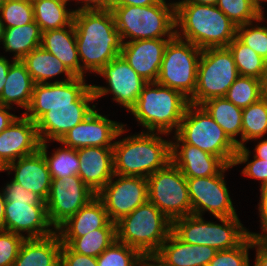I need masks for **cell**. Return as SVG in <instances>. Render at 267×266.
<instances>
[{
  "label": "cell",
  "instance_id": "cell-1",
  "mask_svg": "<svg viewBox=\"0 0 267 266\" xmlns=\"http://www.w3.org/2000/svg\"><path fill=\"white\" fill-rule=\"evenodd\" d=\"M94 101L92 84L84 77L39 83L34 85L31 103L23 114L36 123L41 143L59 142L92 113Z\"/></svg>",
  "mask_w": 267,
  "mask_h": 266
},
{
  "label": "cell",
  "instance_id": "cell-2",
  "mask_svg": "<svg viewBox=\"0 0 267 266\" xmlns=\"http://www.w3.org/2000/svg\"><path fill=\"white\" fill-rule=\"evenodd\" d=\"M73 25L81 63V77L98 73L106 64L120 56L122 40L111 10L74 13Z\"/></svg>",
  "mask_w": 267,
  "mask_h": 266
},
{
  "label": "cell",
  "instance_id": "cell-3",
  "mask_svg": "<svg viewBox=\"0 0 267 266\" xmlns=\"http://www.w3.org/2000/svg\"><path fill=\"white\" fill-rule=\"evenodd\" d=\"M176 36L200 49L227 47L237 26L216 6L175 2Z\"/></svg>",
  "mask_w": 267,
  "mask_h": 266
},
{
  "label": "cell",
  "instance_id": "cell-4",
  "mask_svg": "<svg viewBox=\"0 0 267 266\" xmlns=\"http://www.w3.org/2000/svg\"><path fill=\"white\" fill-rule=\"evenodd\" d=\"M168 134L141 131L114 142V173L121 176L148 178L171 161Z\"/></svg>",
  "mask_w": 267,
  "mask_h": 266
},
{
  "label": "cell",
  "instance_id": "cell-5",
  "mask_svg": "<svg viewBox=\"0 0 267 266\" xmlns=\"http://www.w3.org/2000/svg\"><path fill=\"white\" fill-rule=\"evenodd\" d=\"M188 105L189 99L181 92L148 82L129 112L146 132L170 135L177 132Z\"/></svg>",
  "mask_w": 267,
  "mask_h": 266
},
{
  "label": "cell",
  "instance_id": "cell-6",
  "mask_svg": "<svg viewBox=\"0 0 267 266\" xmlns=\"http://www.w3.org/2000/svg\"><path fill=\"white\" fill-rule=\"evenodd\" d=\"M160 0L149 6H112L122 43L134 40L173 38L176 35L175 2Z\"/></svg>",
  "mask_w": 267,
  "mask_h": 266
},
{
  "label": "cell",
  "instance_id": "cell-7",
  "mask_svg": "<svg viewBox=\"0 0 267 266\" xmlns=\"http://www.w3.org/2000/svg\"><path fill=\"white\" fill-rule=\"evenodd\" d=\"M172 232V221L147 201L116 222V240L142 255L156 254Z\"/></svg>",
  "mask_w": 267,
  "mask_h": 266
},
{
  "label": "cell",
  "instance_id": "cell-8",
  "mask_svg": "<svg viewBox=\"0 0 267 266\" xmlns=\"http://www.w3.org/2000/svg\"><path fill=\"white\" fill-rule=\"evenodd\" d=\"M219 223L190 214L172 221V232L191 245H208L217 251L237 247L248 235L238 216L216 217Z\"/></svg>",
  "mask_w": 267,
  "mask_h": 266
},
{
  "label": "cell",
  "instance_id": "cell-9",
  "mask_svg": "<svg viewBox=\"0 0 267 266\" xmlns=\"http://www.w3.org/2000/svg\"><path fill=\"white\" fill-rule=\"evenodd\" d=\"M175 134L184 143L219 157L226 165H233L237 144L200 105L187 106Z\"/></svg>",
  "mask_w": 267,
  "mask_h": 266
},
{
  "label": "cell",
  "instance_id": "cell-10",
  "mask_svg": "<svg viewBox=\"0 0 267 266\" xmlns=\"http://www.w3.org/2000/svg\"><path fill=\"white\" fill-rule=\"evenodd\" d=\"M239 76L234 57L228 47L202 49L197 82L189 104L200 105L214 97H224Z\"/></svg>",
  "mask_w": 267,
  "mask_h": 266
},
{
  "label": "cell",
  "instance_id": "cell-11",
  "mask_svg": "<svg viewBox=\"0 0 267 266\" xmlns=\"http://www.w3.org/2000/svg\"><path fill=\"white\" fill-rule=\"evenodd\" d=\"M201 51L196 45L175 35L164 50L156 83L175 89L190 99L195 93Z\"/></svg>",
  "mask_w": 267,
  "mask_h": 266
},
{
  "label": "cell",
  "instance_id": "cell-12",
  "mask_svg": "<svg viewBox=\"0 0 267 266\" xmlns=\"http://www.w3.org/2000/svg\"><path fill=\"white\" fill-rule=\"evenodd\" d=\"M147 181L148 201L171 221L192 214L186 177L171 161Z\"/></svg>",
  "mask_w": 267,
  "mask_h": 266
},
{
  "label": "cell",
  "instance_id": "cell-13",
  "mask_svg": "<svg viewBox=\"0 0 267 266\" xmlns=\"http://www.w3.org/2000/svg\"><path fill=\"white\" fill-rule=\"evenodd\" d=\"M226 165L217 175L186 178L192 206V214L203 216L205 212L216 217L238 216L225 182Z\"/></svg>",
  "mask_w": 267,
  "mask_h": 266
},
{
  "label": "cell",
  "instance_id": "cell-14",
  "mask_svg": "<svg viewBox=\"0 0 267 266\" xmlns=\"http://www.w3.org/2000/svg\"><path fill=\"white\" fill-rule=\"evenodd\" d=\"M96 196L102 201L110 221L116 223L148 201V181L145 177L114 174Z\"/></svg>",
  "mask_w": 267,
  "mask_h": 266
},
{
  "label": "cell",
  "instance_id": "cell-15",
  "mask_svg": "<svg viewBox=\"0 0 267 266\" xmlns=\"http://www.w3.org/2000/svg\"><path fill=\"white\" fill-rule=\"evenodd\" d=\"M96 196L78 175L52 179L46 203L47 217L55 230Z\"/></svg>",
  "mask_w": 267,
  "mask_h": 266
},
{
  "label": "cell",
  "instance_id": "cell-16",
  "mask_svg": "<svg viewBox=\"0 0 267 266\" xmlns=\"http://www.w3.org/2000/svg\"><path fill=\"white\" fill-rule=\"evenodd\" d=\"M97 75L105 78L108 85L92 84L96 100L111 93L113 101L126 108L128 112L136 104L143 87L148 83L121 55L106 64Z\"/></svg>",
  "mask_w": 267,
  "mask_h": 266
},
{
  "label": "cell",
  "instance_id": "cell-17",
  "mask_svg": "<svg viewBox=\"0 0 267 266\" xmlns=\"http://www.w3.org/2000/svg\"><path fill=\"white\" fill-rule=\"evenodd\" d=\"M126 126L122 122L110 120L106 115L99 114L98 108H95L85 120L70 129L58 143L73 149L113 148L114 140L129 131Z\"/></svg>",
  "mask_w": 267,
  "mask_h": 266
},
{
  "label": "cell",
  "instance_id": "cell-18",
  "mask_svg": "<svg viewBox=\"0 0 267 266\" xmlns=\"http://www.w3.org/2000/svg\"><path fill=\"white\" fill-rule=\"evenodd\" d=\"M5 230L26 239L44 238L56 232L48 220L46 205H29L28 201H6Z\"/></svg>",
  "mask_w": 267,
  "mask_h": 266
},
{
  "label": "cell",
  "instance_id": "cell-19",
  "mask_svg": "<svg viewBox=\"0 0 267 266\" xmlns=\"http://www.w3.org/2000/svg\"><path fill=\"white\" fill-rule=\"evenodd\" d=\"M21 115L0 133V163L4 168L23 156L35 153L41 144L36 123Z\"/></svg>",
  "mask_w": 267,
  "mask_h": 266
},
{
  "label": "cell",
  "instance_id": "cell-20",
  "mask_svg": "<svg viewBox=\"0 0 267 266\" xmlns=\"http://www.w3.org/2000/svg\"><path fill=\"white\" fill-rule=\"evenodd\" d=\"M171 38L124 42L120 55L147 82H156L164 50Z\"/></svg>",
  "mask_w": 267,
  "mask_h": 266
},
{
  "label": "cell",
  "instance_id": "cell-21",
  "mask_svg": "<svg viewBox=\"0 0 267 266\" xmlns=\"http://www.w3.org/2000/svg\"><path fill=\"white\" fill-rule=\"evenodd\" d=\"M171 162L186 178L214 176L226 166L219 157L184 143L176 134L171 140Z\"/></svg>",
  "mask_w": 267,
  "mask_h": 266
},
{
  "label": "cell",
  "instance_id": "cell-22",
  "mask_svg": "<svg viewBox=\"0 0 267 266\" xmlns=\"http://www.w3.org/2000/svg\"><path fill=\"white\" fill-rule=\"evenodd\" d=\"M77 154L78 176L97 194L115 174L113 148L84 147L77 149Z\"/></svg>",
  "mask_w": 267,
  "mask_h": 266
},
{
  "label": "cell",
  "instance_id": "cell-23",
  "mask_svg": "<svg viewBox=\"0 0 267 266\" xmlns=\"http://www.w3.org/2000/svg\"><path fill=\"white\" fill-rule=\"evenodd\" d=\"M5 171H7L8 175L14 171V181L25 189L37 193L44 200L47 199L52 177L40 150L9 163L5 167Z\"/></svg>",
  "mask_w": 267,
  "mask_h": 266
},
{
  "label": "cell",
  "instance_id": "cell-24",
  "mask_svg": "<svg viewBox=\"0 0 267 266\" xmlns=\"http://www.w3.org/2000/svg\"><path fill=\"white\" fill-rule=\"evenodd\" d=\"M216 252L208 245L185 243L171 232L156 255L168 266H208Z\"/></svg>",
  "mask_w": 267,
  "mask_h": 266
},
{
  "label": "cell",
  "instance_id": "cell-25",
  "mask_svg": "<svg viewBox=\"0 0 267 266\" xmlns=\"http://www.w3.org/2000/svg\"><path fill=\"white\" fill-rule=\"evenodd\" d=\"M62 243L57 232L22 242L13 266H60Z\"/></svg>",
  "mask_w": 267,
  "mask_h": 266
},
{
  "label": "cell",
  "instance_id": "cell-26",
  "mask_svg": "<svg viewBox=\"0 0 267 266\" xmlns=\"http://www.w3.org/2000/svg\"><path fill=\"white\" fill-rule=\"evenodd\" d=\"M41 46L61 60L75 77H81V63L73 23L60 29L42 32Z\"/></svg>",
  "mask_w": 267,
  "mask_h": 266
},
{
  "label": "cell",
  "instance_id": "cell-27",
  "mask_svg": "<svg viewBox=\"0 0 267 266\" xmlns=\"http://www.w3.org/2000/svg\"><path fill=\"white\" fill-rule=\"evenodd\" d=\"M109 222L110 219L102 201L95 196L62 223L56 232L60 237H80L94 229L104 228Z\"/></svg>",
  "mask_w": 267,
  "mask_h": 266
},
{
  "label": "cell",
  "instance_id": "cell-28",
  "mask_svg": "<svg viewBox=\"0 0 267 266\" xmlns=\"http://www.w3.org/2000/svg\"><path fill=\"white\" fill-rule=\"evenodd\" d=\"M34 81L21 60H14L9 67L6 82L0 96V105L28 109L34 89Z\"/></svg>",
  "mask_w": 267,
  "mask_h": 266
},
{
  "label": "cell",
  "instance_id": "cell-29",
  "mask_svg": "<svg viewBox=\"0 0 267 266\" xmlns=\"http://www.w3.org/2000/svg\"><path fill=\"white\" fill-rule=\"evenodd\" d=\"M35 84L48 83L59 74H64L66 78L55 80L54 82H65L73 79L75 76L55 55L39 46L32 50L21 60Z\"/></svg>",
  "mask_w": 267,
  "mask_h": 266
},
{
  "label": "cell",
  "instance_id": "cell-30",
  "mask_svg": "<svg viewBox=\"0 0 267 266\" xmlns=\"http://www.w3.org/2000/svg\"><path fill=\"white\" fill-rule=\"evenodd\" d=\"M200 106L224 130L227 136L242 147V109L235 106L225 97H214L206 100ZM240 136L238 140L236 136Z\"/></svg>",
  "mask_w": 267,
  "mask_h": 266
},
{
  "label": "cell",
  "instance_id": "cell-31",
  "mask_svg": "<svg viewBox=\"0 0 267 266\" xmlns=\"http://www.w3.org/2000/svg\"><path fill=\"white\" fill-rule=\"evenodd\" d=\"M42 31L33 21L29 24L5 28L3 34V48L5 52H12L14 60H22L35 48L41 46Z\"/></svg>",
  "mask_w": 267,
  "mask_h": 266
},
{
  "label": "cell",
  "instance_id": "cell-32",
  "mask_svg": "<svg viewBox=\"0 0 267 266\" xmlns=\"http://www.w3.org/2000/svg\"><path fill=\"white\" fill-rule=\"evenodd\" d=\"M75 253L97 258L116 240V223L109 222L104 228L94 229L80 237H60Z\"/></svg>",
  "mask_w": 267,
  "mask_h": 266
},
{
  "label": "cell",
  "instance_id": "cell-33",
  "mask_svg": "<svg viewBox=\"0 0 267 266\" xmlns=\"http://www.w3.org/2000/svg\"><path fill=\"white\" fill-rule=\"evenodd\" d=\"M65 0H34L32 1L34 21L42 32L60 29L73 23L74 11L68 9Z\"/></svg>",
  "mask_w": 267,
  "mask_h": 266
},
{
  "label": "cell",
  "instance_id": "cell-34",
  "mask_svg": "<svg viewBox=\"0 0 267 266\" xmlns=\"http://www.w3.org/2000/svg\"><path fill=\"white\" fill-rule=\"evenodd\" d=\"M227 47L232 52L239 75L255 77L263 81L267 70L265 59L237 37Z\"/></svg>",
  "mask_w": 267,
  "mask_h": 266
},
{
  "label": "cell",
  "instance_id": "cell-35",
  "mask_svg": "<svg viewBox=\"0 0 267 266\" xmlns=\"http://www.w3.org/2000/svg\"><path fill=\"white\" fill-rule=\"evenodd\" d=\"M265 134H267L266 96L242 109V147L250 140L263 139Z\"/></svg>",
  "mask_w": 267,
  "mask_h": 266
},
{
  "label": "cell",
  "instance_id": "cell-36",
  "mask_svg": "<svg viewBox=\"0 0 267 266\" xmlns=\"http://www.w3.org/2000/svg\"><path fill=\"white\" fill-rule=\"evenodd\" d=\"M40 144L39 150L43 154L52 179H60L65 176L78 175L79 159L77 149L60 146L51 156L48 155V144Z\"/></svg>",
  "mask_w": 267,
  "mask_h": 266
},
{
  "label": "cell",
  "instance_id": "cell-37",
  "mask_svg": "<svg viewBox=\"0 0 267 266\" xmlns=\"http://www.w3.org/2000/svg\"><path fill=\"white\" fill-rule=\"evenodd\" d=\"M224 97L235 106L244 109L264 97L263 81L239 75Z\"/></svg>",
  "mask_w": 267,
  "mask_h": 266
},
{
  "label": "cell",
  "instance_id": "cell-38",
  "mask_svg": "<svg viewBox=\"0 0 267 266\" xmlns=\"http://www.w3.org/2000/svg\"><path fill=\"white\" fill-rule=\"evenodd\" d=\"M216 6L237 27L256 21L264 14L253 0H218Z\"/></svg>",
  "mask_w": 267,
  "mask_h": 266
},
{
  "label": "cell",
  "instance_id": "cell-39",
  "mask_svg": "<svg viewBox=\"0 0 267 266\" xmlns=\"http://www.w3.org/2000/svg\"><path fill=\"white\" fill-rule=\"evenodd\" d=\"M142 254L115 240L96 259L98 266H140Z\"/></svg>",
  "mask_w": 267,
  "mask_h": 266
},
{
  "label": "cell",
  "instance_id": "cell-40",
  "mask_svg": "<svg viewBox=\"0 0 267 266\" xmlns=\"http://www.w3.org/2000/svg\"><path fill=\"white\" fill-rule=\"evenodd\" d=\"M265 18L263 14L256 21L238 26L236 37L267 61V25L260 24Z\"/></svg>",
  "mask_w": 267,
  "mask_h": 266
},
{
  "label": "cell",
  "instance_id": "cell-41",
  "mask_svg": "<svg viewBox=\"0 0 267 266\" xmlns=\"http://www.w3.org/2000/svg\"><path fill=\"white\" fill-rule=\"evenodd\" d=\"M0 15L5 28L29 24L34 21L32 2L28 0H5Z\"/></svg>",
  "mask_w": 267,
  "mask_h": 266
},
{
  "label": "cell",
  "instance_id": "cell-42",
  "mask_svg": "<svg viewBox=\"0 0 267 266\" xmlns=\"http://www.w3.org/2000/svg\"><path fill=\"white\" fill-rule=\"evenodd\" d=\"M249 249H252L251 235L237 247L217 251L208 266H250Z\"/></svg>",
  "mask_w": 267,
  "mask_h": 266
},
{
  "label": "cell",
  "instance_id": "cell-43",
  "mask_svg": "<svg viewBox=\"0 0 267 266\" xmlns=\"http://www.w3.org/2000/svg\"><path fill=\"white\" fill-rule=\"evenodd\" d=\"M250 154L251 151L246 146L238 148L233 166L246 163L241 173L246 177L260 181V188L267 186V161L255 156H253V160L249 161Z\"/></svg>",
  "mask_w": 267,
  "mask_h": 266
},
{
  "label": "cell",
  "instance_id": "cell-44",
  "mask_svg": "<svg viewBox=\"0 0 267 266\" xmlns=\"http://www.w3.org/2000/svg\"><path fill=\"white\" fill-rule=\"evenodd\" d=\"M25 238L22 235L0 231V266H13L20 246Z\"/></svg>",
  "mask_w": 267,
  "mask_h": 266
},
{
  "label": "cell",
  "instance_id": "cell-45",
  "mask_svg": "<svg viewBox=\"0 0 267 266\" xmlns=\"http://www.w3.org/2000/svg\"><path fill=\"white\" fill-rule=\"evenodd\" d=\"M2 188L6 201H28L29 205H46L45 200L35 192L25 189L13 179Z\"/></svg>",
  "mask_w": 267,
  "mask_h": 266
},
{
  "label": "cell",
  "instance_id": "cell-46",
  "mask_svg": "<svg viewBox=\"0 0 267 266\" xmlns=\"http://www.w3.org/2000/svg\"><path fill=\"white\" fill-rule=\"evenodd\" d=\"M60 266H98L97 259L92 256L75 253L66 244H62Z\"/></svg>",
  "mask_w": 267,
  "mask_h": 266
},
{
  "label": "cell",
  "instance_id": "cell-47",
  "mask_svg": "<svg viewBox=\"0 0 267 266\" xmlns=\"http://www.w3.org/2000/svg\"><path fill=\"white\" fill-rule=\"evenodd\" d=\"M260 189V200L258 203V211L260 217L261 232L255 233L248 231L249 235L267 238V186L261 187Z\"/></svg>",
  "mask_w": 267,
  "mask_h": 266
},
{
  "label": "cell",
  "instance_id": "cell-48",
  "mask_svg": "<svg viewBox=\"0 0 267 266\" xmlns=\"http://www.w3.org/2000/svg\"><path fill=\"white\" fill-rule=\"evenodd\" d=\"M256 255L253 266H267V238L252 236V249Z\"/></svg>",
  "mask_w": 267,
  "mask_h": 266
},
{
  "label": "cell",
  "instance_id": "cell-49",
  "mask_svg": "<svg viewBox=\"0 0 267 266\" xmlns=\"http://www.w3.org/2000/svg\"><path fill=\"white\" fill-rule=\"evenodd\" d=\"M77 5L82 3L81 6L73 9L74 13L80 11H93V10H110L112 7V0H75ZM81 1V2H80Z\"/></svg>",
  "mask_w": 267,
  "mask_h": 266
},
{
  "label": "cell",
  "instance_id": "cell-50",
  "mask_svg": "<svg viewBox=\"0 0 267 266\" xmlns=\"http://www.w3.org/2000/svg\"><path fill=\"white\" fill-rule=\"evenodd\" d=\"M13 108L0 105V133L6 129L15 119L17 115L10 112Z\"/></svg>",
  "mask_w": 267,
  "mask_h": 266
},
{
  "label": "cell",
  "instance_id": "cell-51",
  "mask_svg": "<svg viewBox=\"0 0 267 266\" xmlns=\"http://www.w3.org/2000/svg\"><path fill=\"white\" fill-rule=\"evenodd\" d=\"M14 59L10 61L6 57L0 55V96L2 94L5 82H6V77L9 71V67L11 66L12 62Z\"/></svg>",
  "mask_w": 267,
  "mask_h": 266
},
{
  "label": "cell",
  "instance_id": "cell-52",
  "mask_svg": "<svg viewBox=\"0 0 267 266\" xmlns=\"http://www.w3.org/2000/svg\"><path fill=\"white\" fill-rule=\"evenodd\" d=\"M160 0H112V6H149L158 3Z\"/></svg>",
  "mask_w": 267,
  "mask_h": 266
},
{
  "label": "cell",
  "instance_id": "cell-53",
  "mask_svg": "<svg viewBox=\"0 0 267 266\" xmlns=\"http://www.w3.org/2000/svg\"><path fill=\"white\" fill-rule=\"evenodd\" d=\"M140 266H168L156 254H144L141 257Z\"/></svg>",
  "mask_w": 267,
  "mask_h": 266
},
{
  "label": "cell",
  "instance_id": "cell-54",
  "mask_svg": "<svg viewBox=\"0 0 267 266\" xmlns=\"http://www.w3.org/2000/svg\"><path fill=\"white\" fill-rule=\"evenodd\" d=\"M256 147L253 149V154L256 158L264 159L267 161V138L264 140L258 141V143L255 145Z\"/></svg>",
  "mask_w": 267,
  "mask_h": 266
},
{
  "label": "cell",
  "instance_id": "cell-55",
  "mask_svg": "<svg viewBox=\"0 0 267 266\" xmlns=\"http://www.w3.org/2000/svg\"><path fill=\"white\" fill-rule=\"evenodd\" d=\"M5 205H6V200H5L3 191L1 189L0 191V231L5 230Z\"/></svg>",
  "mask_w": 267,
  "mask_h": 266
},
{
  "label": "cell",
  "instance_id": "cell-56",
  "mask_svg": "<svg viewBox=\"0 0 267 266\" xmlns=\"http://www.w3.org/2000/svg\"><path fill=\"white\" fill-rule=\"evenodd\" d=\"M218 0H178L175 2H193L201 5H216Z\"/></svg>",
  "mask_w": 267,
  "mask_h": 266
},
{
  "label": "cell",
  "instance_id": "cell-57",
  "mask_svg": "<svg viewBox=\"0 0 267 266\" xmlns=\"http://www.w3.org/2000/svg\"><path fill=\"white\" fill-rule=\"evenodd\" d=\"M4 31H5V27H4V24L2 21L1 15H0V45L2 44L1 42H3Z\"/></svg>",
  "mask_w": 267,
  "mask_h": 266
},
{
  "label": "cell",
  "instance_id": "cell-58",
  "mask_svg": "<svg viewBox=\"0 0 267 266\" xmlns=\"http://www.w3.org/2000/svg\"><path fill=\"white\" fill-rule=\"evenodd\" d=\"M263 90H264V96L267 97V70L265 73V77L263 79Z\"/></svg>",
  "mask_w": 267,
  "mask_h": 266
},
{
  "label": "cell",
  "instance_id": "cell-59",
  "mask_svg": "<svg viewBox=\"0 0 267 266\" xmlns=\"http://www.w3.org/2000/svg\"><path fill=\"white\" fill-rule=\"evenodd\" d=\"M260 8L263 10L264 6H262L263 2H267V0H253Z\"/></svg>",
  "mask_w": 267,
  "mask_h": 266
},
{
  "label": "cell",
  "instance_id": "cell-60",
  "mask_svg": "<svg viewBox=\"0 0 267 266\" xmlns=\"http://www.w3.org/2000/svg\"><path fill=\"white\" fill-rule=\"evenodd\" d=\"M4 2L5 0H0V11H1L2 6L4 5Z\"/></svg>",
  "mask_w": 267,
  "mask_h": 266
},
{
  "label": "cell",
  "instance_id": "cell-61",
  "mask_svg": "<svg viewBox=\"0 0 267 266\" xmlns=\"http://www.w3.org/2000/svg\"><path fill=\"white\" fill-rule=\"evenodd\" d=\"M5 170L4 166L0 163V172H3Z\"/></svg>",
  "mask_w": 267,
  "mask_h": 266
}]
</instances>
